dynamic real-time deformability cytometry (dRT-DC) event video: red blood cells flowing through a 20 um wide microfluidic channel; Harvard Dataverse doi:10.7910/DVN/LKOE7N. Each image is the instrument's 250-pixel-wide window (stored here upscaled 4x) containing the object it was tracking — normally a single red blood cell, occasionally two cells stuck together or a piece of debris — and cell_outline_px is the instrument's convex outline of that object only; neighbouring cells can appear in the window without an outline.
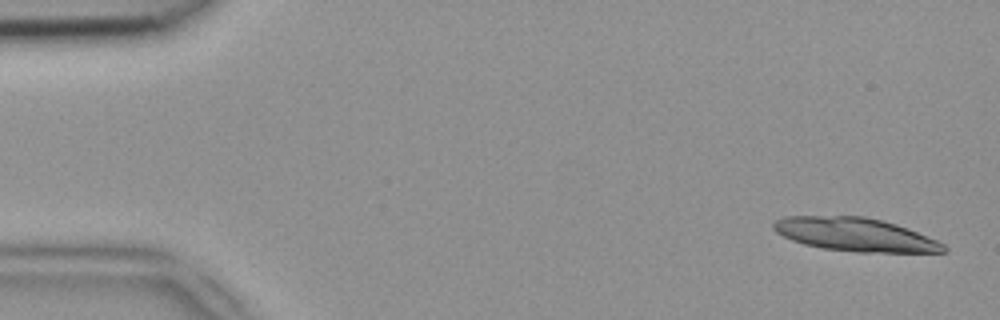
{"species": "common noctule bat (a hibernating species)", "species_latin": "Nyctalus noctula", "temperature_condition": "room temperature", "stored_images_in_passage": 20, "camera_frame_rate_fps": 3000, "um_per_image_px": 0.085, "animal": {"sex": "female", "body_mass_g": 18.4}, "frame": {"image": 1, "passage_image": 2, "time_ms": 0.333, "image_size_px": [1000, 320], "cell_outline_px": [[948, 252], [856, 252], [820, 248], [804, 244], [792, 240], [776, 232], [772, 228], [772, 224], [776, 220], [784, 216], [864, 216], [896, 224], [908, 228], [936, 240], [944, 244], [948, 248]], "centroid_in_image_um": [72.68, 19.94], "position_along_channel_um": 12.3, "area_um2": 33.12}}